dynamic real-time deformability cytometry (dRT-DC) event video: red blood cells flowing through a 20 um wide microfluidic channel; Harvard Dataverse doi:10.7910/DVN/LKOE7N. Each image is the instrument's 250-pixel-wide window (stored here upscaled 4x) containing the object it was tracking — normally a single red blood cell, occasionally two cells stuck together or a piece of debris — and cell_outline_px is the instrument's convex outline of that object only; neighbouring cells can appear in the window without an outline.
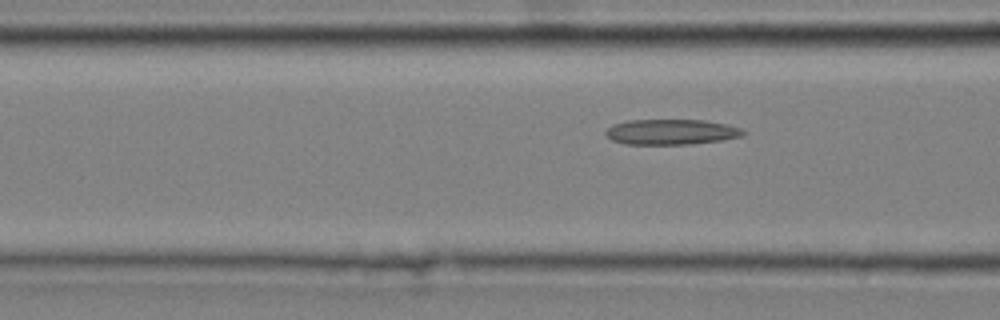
{"species": "common noctule bat (a hibernating species)", "species_latin": "Nyctalus noctula", "temperature_condition": "cold", "stored_images_in_passage": 6, "camera_frame_rate_fps": 3000, "um_per_image_px": 0.085, "animal": {"sex": "male", "body_mass_g": 20.4}, "frame": {"image": 1, "passage_image": 3, "time_ms": 0.667, "image_size_px": [1000, 320], "cell_outline_px": [[748, 132], [744, 136], [724, 140], [692, 144], [628, 144], [612, 140], [604, 132], [612, 124], [628, 120], [704, 120], [728, 124], [740, 128]], "centroid_in_image_um": [57.11, 11.21], "position_along_channel_um": 109.5, "area_um2": 20.52}}
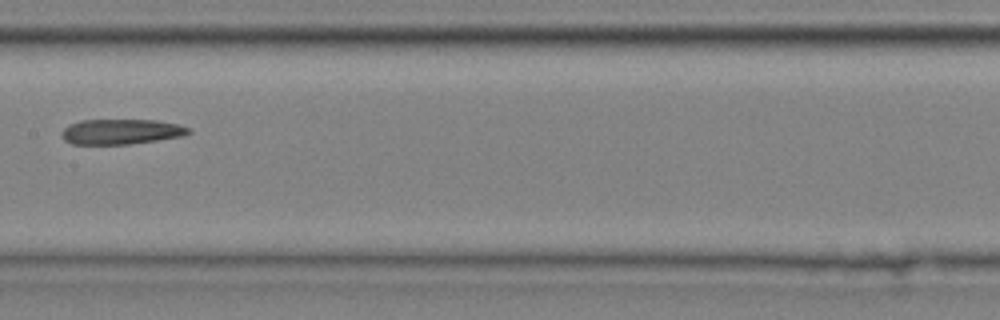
{"frame": {"image": 2, "passage_image": 5, "time_ms": 1.333, "image_size_px": [1000, 320], "cell_outline_px": [[192, 132], [184, 136], [128, 144], [72, 144], [64, 140], [60, 136], [60, 132], [68, 124], [80, 120], [156, 120], [176, 124], [192, 128]], "centroid_in_image_um": [10.27, 11.19], "position_along_channel_um": 197.1, "area_um2": 18.79}}
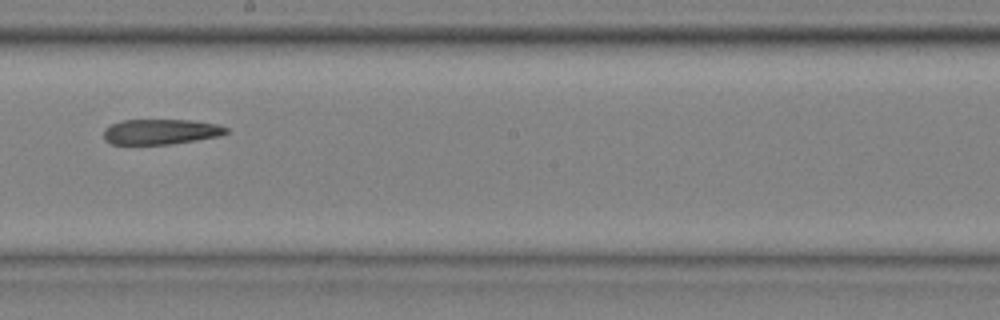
{"frame": {"image": 3, "passage_image": 6, "time_ms": 1.667, "image_size_px": [1000, 320], "cell_outline_px": [[228, 132], [216, 136], [196, 140], [168, 144], [112, 144], [104, 140], [104, 128], [120, 120], [188, 120], [216, 124], [228, 128]], "centroid_in_image_um": [13.61, 11.19], "position_along_channel_um": 234.6, "area_um2": 17.86}}